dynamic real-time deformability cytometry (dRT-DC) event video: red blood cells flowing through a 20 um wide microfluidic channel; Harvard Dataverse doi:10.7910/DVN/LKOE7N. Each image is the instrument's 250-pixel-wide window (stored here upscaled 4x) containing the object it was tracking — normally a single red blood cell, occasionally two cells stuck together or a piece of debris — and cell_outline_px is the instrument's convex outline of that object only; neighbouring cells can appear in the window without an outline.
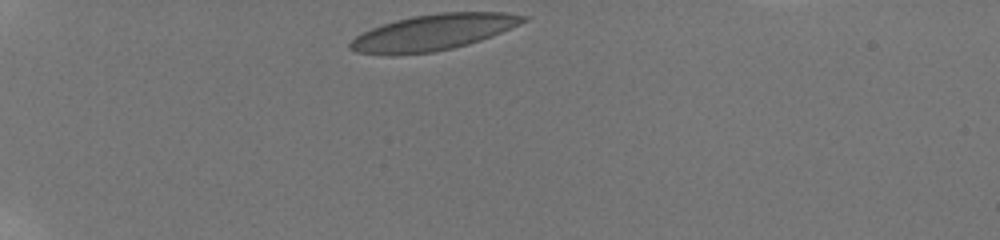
{"species": "human", "species_latin": "Homo sapiens", "temperature_condition": "room temperature", "stored_images_in_passage": 36, "camera_frame_rate_fps": 3000, "um_per_image_px": 0.085, "donor": {"sex": "male"}, "frame": {"image": 1, "passage_image": 1, "time_ms": 0.0, "image_size_px": [1000, 240], "cell_outline_px": [[528, 20], [520, 24], [492, 36], [468, 44], [452, 48], [432, 52], [392, 56], [388, 56], [356, 52], [348, 48], [348, 44], [356, 36], [372, 28], [396, 20], [412, 16], [440, 12], [508, 12], [528, 16]], "centroid_in_image_um": [36.82, 2.76], "position_along_channel_um": 48.2, "area_um2": 36.41}}
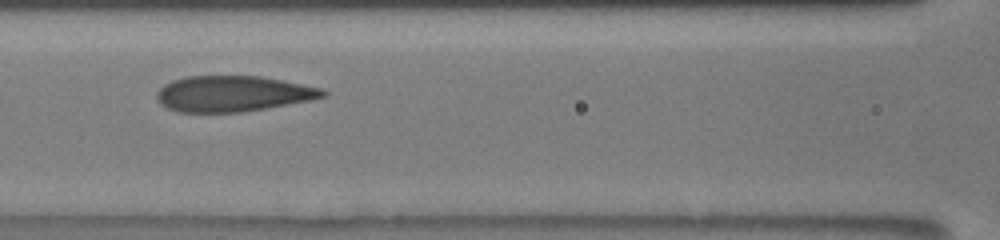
{"frame": {"image": 2, "passage_image": 13, "time_ms": 4.0, "image_size_px": [1000, 240], "cell_outline_px": [[328, 96], [308, 100], [264, 108], [240, 112], [176, 112], [160, 104], [156, 96], [156, 92], [164, 84], [172, 80], [188, 76], [260, 76], [324, 88], [328, 92]], "centroid_in_image_um": [19.78, 7.96], "position_along_channel_um": 146.8, "area_um2": 34.56}}
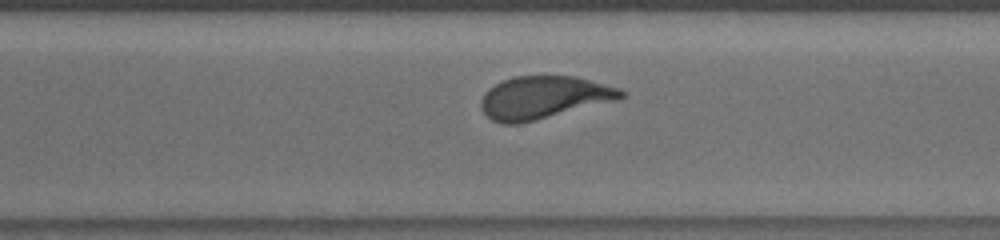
{"frame": {"image": 3, "passage_image": 27, "time_ms": 8.667, "image_size_px": [1000, 240], "cell_outline_px": [[628, 92], [620, 100], [520, 124], [504, 124], [492, 120], [480, 108], [480, 100], [484, 92], [488, 88], [504, 80], [516, 76], [576, 76], [620, 88]], "centroid_in_image_um": [46.25, 8.29], "position_along_channel_um": 324.4, "area_um2": 35.2}, "authors_computed_cell_mechanics": {"area_um2": 35.4314, "velocity_mm_per_s": 3.8163, "shape_relaxation_time_tau1_ms": 4.6116, "shape_relaxation_time_tau2_ms": 0.9944, "deformation_change_tau1": 0.1645, "deformation_change_tau2": 0.0655}}